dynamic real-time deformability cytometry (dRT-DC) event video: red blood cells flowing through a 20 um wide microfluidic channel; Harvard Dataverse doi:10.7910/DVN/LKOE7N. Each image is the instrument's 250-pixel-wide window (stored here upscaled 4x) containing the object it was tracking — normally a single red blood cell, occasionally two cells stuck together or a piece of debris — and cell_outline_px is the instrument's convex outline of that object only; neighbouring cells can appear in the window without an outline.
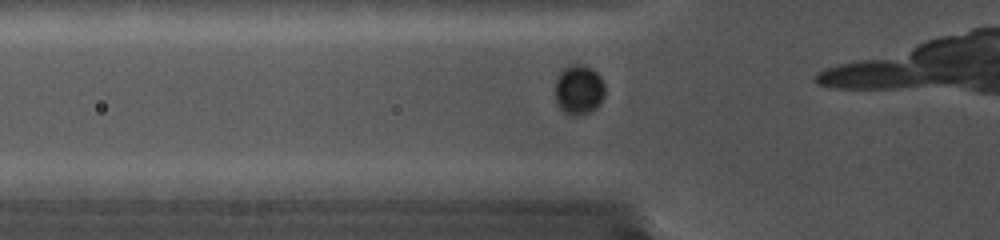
{"species": "common noctule bat (a hibernating species)", "species_latin": "Nyctalus noctula", "temperature_condition": "cold", "stored_images_in_passage": 8, "camera_frame_rate_fps": 5000, "um_per_image_px": 0.085, "animal": {"sex": "female", "body_mass_g": 19.0, "forearm_length_mm": 56.7}, "frame": {"image": 1, "passage_image": 4, "time_ms": 0.6, "image_size_px": [1000, 240], "cell_outline_px": [[604, 96], [600, 104], [592, 112], [576, 116], [572, 116], [564, 112], [560, 108], [556, 100], [556, 80], [560, 72], [568, 64], [580, 64], [592, 68], [600, 76], [604, 84]], "centroid_in_image_um": [49.21, 7.63], "position_along_channel_um": 76.6, "area_um2": 14.57}}
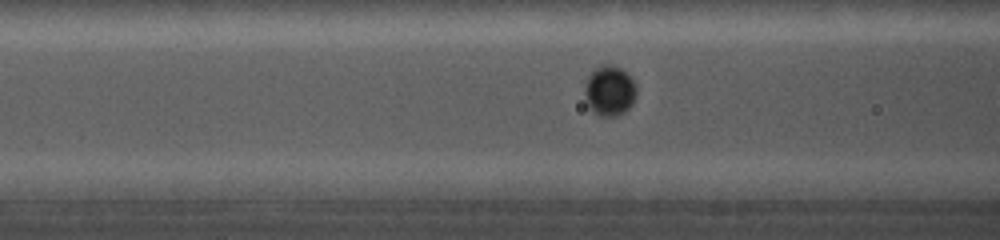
{"frame": {"image": 2, "passage_image": 7, "time_ms": 1.2, "image_size_px": [1000, 240], "cell_outline_px": [[636, 92], [632, 104], [624, 112], [616, 116], [596, 116], [592, 112], [588, 104], [584, 92], [584, 84], [588, 76], [600, 64], [612, 64], [620, 68], [632, 80], [636, 88]], "centroid_in_image_um": [51.77, 7.72], "position_along_channel_um": 114.8, "area_um2": 15.09}}